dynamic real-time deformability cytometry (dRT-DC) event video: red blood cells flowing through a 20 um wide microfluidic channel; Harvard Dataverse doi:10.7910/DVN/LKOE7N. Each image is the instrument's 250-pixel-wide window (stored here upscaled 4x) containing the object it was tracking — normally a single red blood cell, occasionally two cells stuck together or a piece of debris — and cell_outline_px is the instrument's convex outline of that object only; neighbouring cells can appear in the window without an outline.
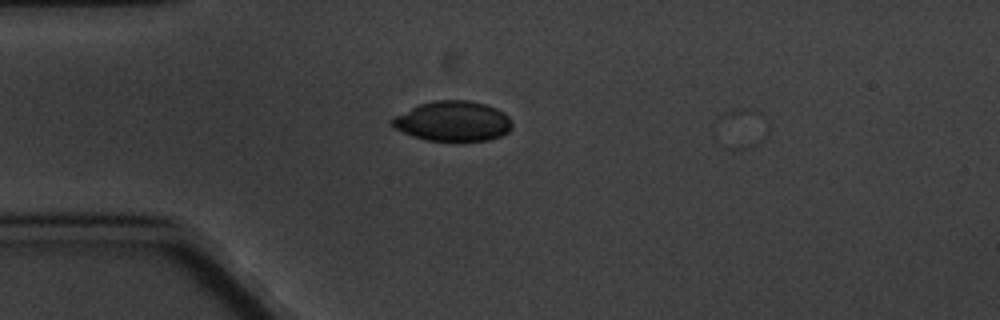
{"species": "common noctule bat (a hibernating species)", "species_latin": "Nyctalus noctula", "temperature_condition": "cold", "stored_images_in_passage": 10, "camera_frame_rate_fps": 3000, "um_per_image_px": 0.085, "animal": {"sex": "male", "body_mass_g": 20.1, "forearm_length_mm": 53.5}, "frame": {"image": 1, "passage_image": 4, "time_ms": 3.667, "image_size_px": [1000, 320], "cell_outline_px": [[512, 128], [508, 132], [500, 136], [488, 140], [456, 144], [428, 140], [412, 136], [392, 128], [388, 120], [420, 104], [432, 100], [468, 100], [484, 104], [496, 108], [504, 112], [512, 120]], "centroid_in_image_um": [38.5, 10.35], "position_along_channel_um": 46.5, "area_um2": 28.84}}
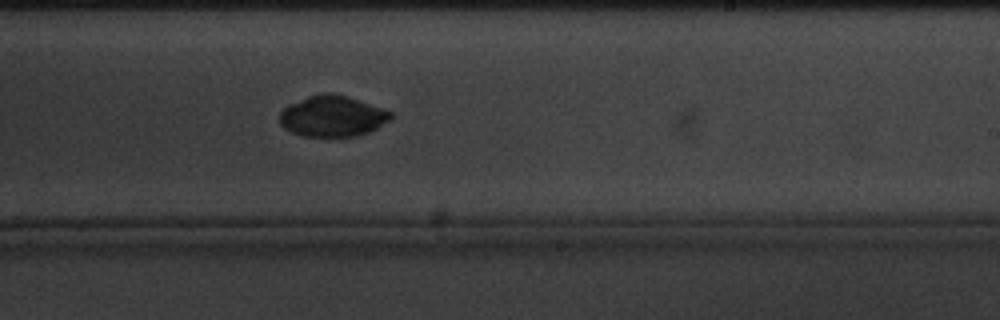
{"frame": {"image": 2, "passage_image": 10, "time_ms": 10.667, "image_size_px": [1000, 320], "cell_outline_px": [[392, 120], [368, 132], [356, 136], [300, 136], [284, 128], [280, 124], [280, 112], [288, 104], [308, 96], [320, 92], [332, 92], [348, 96], [392, 112]], "centroid_in_image_um": [28.24, 9.86], "position_along_channel_um": 260.8, "area_um2": 26.65}}